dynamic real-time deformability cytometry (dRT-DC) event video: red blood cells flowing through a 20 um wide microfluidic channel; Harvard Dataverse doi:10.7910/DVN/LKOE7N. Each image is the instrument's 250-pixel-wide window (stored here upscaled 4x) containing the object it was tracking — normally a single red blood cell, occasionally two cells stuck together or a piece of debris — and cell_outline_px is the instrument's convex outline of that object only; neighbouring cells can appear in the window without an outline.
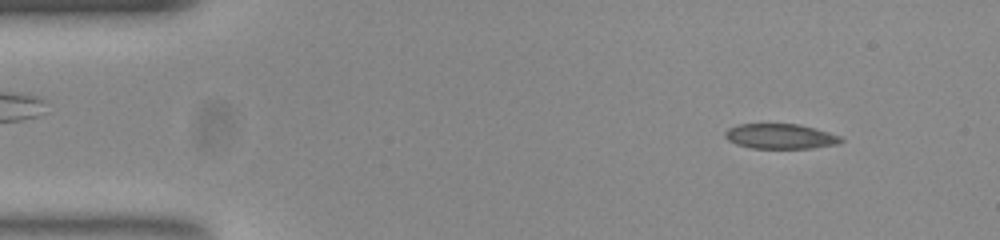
{"species": "common noctule bat (a hibernating species)", "species_latin": "Nyctalus noctula", "temperature_condition": "room temperature", "stored_images_in_passage": 51, "camera_frame_rate_fps": 3000, "um_per_image_px": 0.085, "animal": {"sex": "female", "body_mass_g": 23.0, "forearm_length_mm": 53.4}, "frame": {"image": 1, "passage_image": 5, "time_ms": 1.333, "image_size_px": [1000, 240], "cell_outline_px": [[844, 140], [836, 144], [812, 148], [752, 148], [736, 144], [728, 140], [724, 136], [724, 132], [728, 128], [740, 124], [796, 124], [816, 128], [840, 136]], "centroid_in_image_um": [66.31, 11.58], "position_along_channel_um": 18.7, "area_um2": 16.82}}
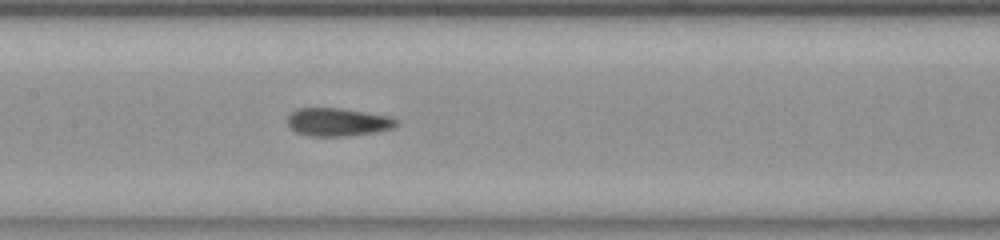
{"frame": {"image": 2, "passage_image": 24, "time_ms": 7.667, "image_size_px": [1000, 240], "cell_outline_px": [[400, 120], [392, 128], [372, 132], [344, 136], [308, 136], [296, 132], [288, 124], [288, 116], [292, 112], [300, 108], [340, 108], [388, 116]], "centroid_in_image_um": [28.69, 10.37], "position_along_channel_um": 178.7, "area_um2": 17.51}}
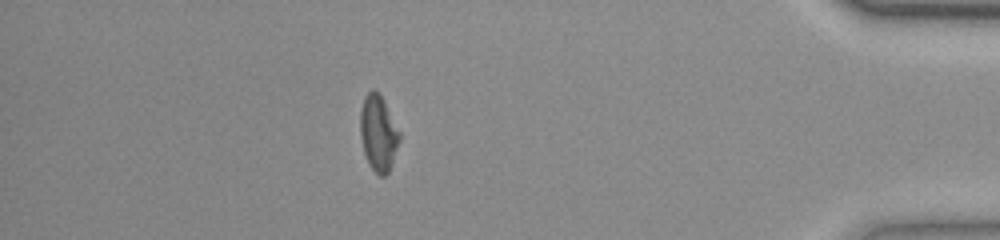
{"frame": {"image": 3, "passage_image": 45, "time_ms": 14.667, "image_size_px": [1000, 240], "cell_outline_px": [[400, 140], [388, 172], [384, 176], [380, 176], [368, 164], [364, 152], [360, 136], [360, 112], [364, 96], [372, 88], [380, 92], [400, 132]], "centroid_in_image_um": [32.15, 11.27], "position_along_channel_um": 403.1, "area_um2": 17.4}, "authors_computed_cell_mechanics": {"area_um2": 17.3978, "velocity_mm_per_s": 3.8918, "shape_relaxation_time_tau1_ms": 8.8573, "shape_relaxation_time_tau2_ms": 2.294, "deformation_change_tau1": 0.1824, "deformation_change_tau2": 0.1001}}